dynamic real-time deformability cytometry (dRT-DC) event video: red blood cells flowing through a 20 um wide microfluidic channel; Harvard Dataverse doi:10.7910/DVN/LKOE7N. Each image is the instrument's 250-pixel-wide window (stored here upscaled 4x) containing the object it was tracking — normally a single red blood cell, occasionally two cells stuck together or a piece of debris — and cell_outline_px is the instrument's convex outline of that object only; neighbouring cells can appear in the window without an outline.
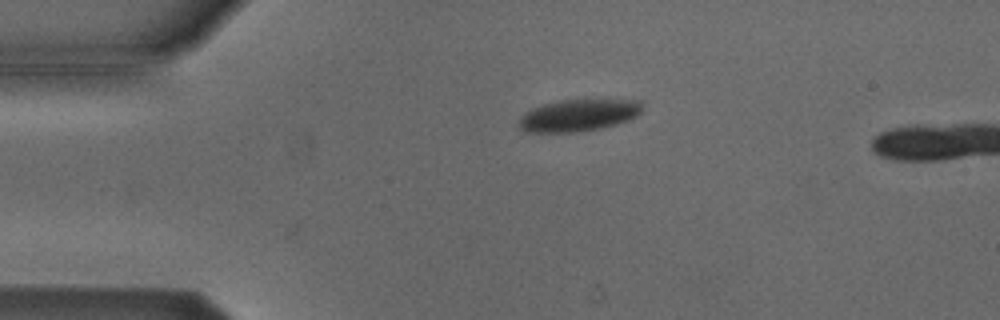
{"species": "Egyptian fruit bat (a non-hibernating species)", "species_latin": "Rousettus aegyptiacus", "temperature_condition": "cold", "stored_images_in_passage": 4, "camera_frame_rate_fps": 3000, "um_per_image_px": 0.085, "animal": {"sex": "male"}, "frame": {"image": 1, "passage_image": 1, "time_ms": 0.0, "image_size_px": [1000, 320], "cell_outline_px": [[644, 108], [636, 116], [628, 120], [616, 124], [600, 128], [576, 132], [524, 132], [516, 124], [516, 120], [524, 112], [532, 108], [544, 104], [560, 100], [608, 96], [644, 100]], "centroid_in_image_um": [49.25, 9.73], "position_along_channel_um": 35.7, "area_um2": 24.45}}